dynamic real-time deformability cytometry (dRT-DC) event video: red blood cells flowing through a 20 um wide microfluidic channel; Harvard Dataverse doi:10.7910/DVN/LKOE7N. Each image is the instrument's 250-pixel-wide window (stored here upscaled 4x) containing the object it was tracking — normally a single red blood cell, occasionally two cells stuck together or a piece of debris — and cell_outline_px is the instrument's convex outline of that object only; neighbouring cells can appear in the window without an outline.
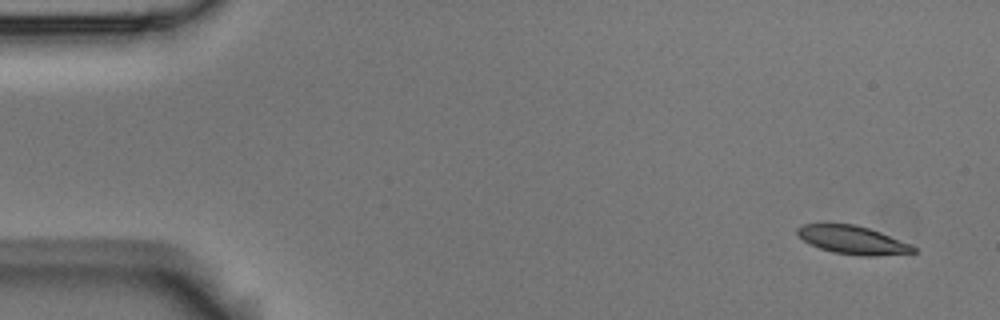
{"species": "Egyptian fruit bat (a non-hibernating species)", "species_latin": "Rousettus aegyptiacus", "temperature_condition": "room temperature", "stored_images_in_passage": 6, "camera_frame_rate_fps": 3000, "um_per_image_px": 0.085, "animal": {"sex": "male"}, "frame": {"image": 1, "passage_image": 1, "time_ms": 0.0, "image_size_px": [1000, 320], "cell_outline_px": [[916, 252], [876, 256], [860, 256], [832, 252], [820, 248], [804, 240], [796, 232], [796, 228], [800, 224], [824, 220], [856, 224], [880, 232], [912, 244], [916, 248]], "centroid_in_image_um": [72.41, 20.34], "position_along_channel_um": 12.6, "area_um2": 19.88}}
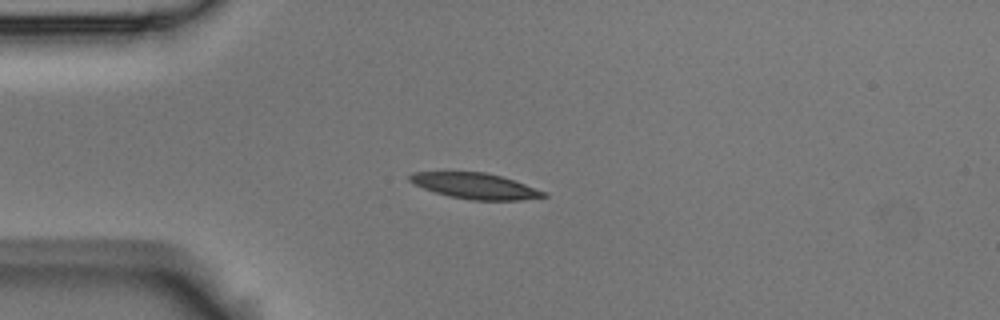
{"frame": {"image": 2, "passage_image": 4, "time_ms": 1.0, "image_size_px": [1000, 320], "cell_outline_px": [[548, 196], [520, 200], [472, 200], [448, 196], [424, 188], [408, 180], [408, 176], [412, 172], [484, 172], [500, 176], [548, 192]], "centroid_in_image_um": [40.4, 15.81], "position_along_channel_um": 44.6, "area_um2": 19.88}}
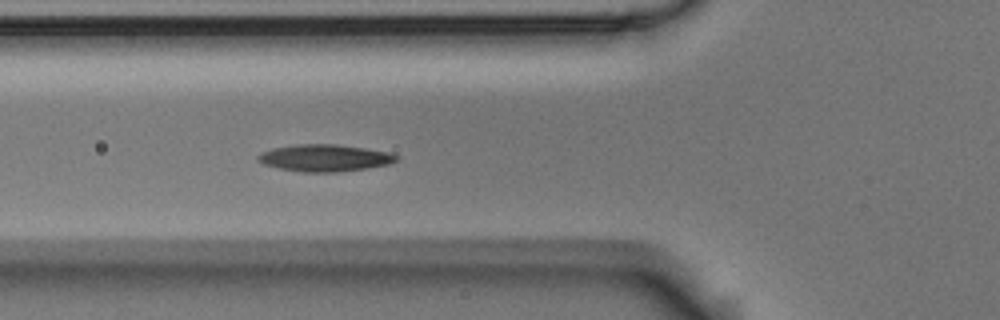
{"frame": {"image": 3, "passage_image": 6, "time_ms": 1.667, "image_size_px": [1000, 320], "cell_outline_px": [[400, 160], [388, 164], [368, 168], [336, 172], [300, 172], [280, 168], [264, 164], [256, 160], [256, 156], [260, 152], [272, 148], [300, 144], [336, 144], [364, 148], [388, 152], [400, 156]], "centroid_in_image_um": [27.6, 13.42], "position_along_channel_um": 98.2, "area_um2": 21.85}}